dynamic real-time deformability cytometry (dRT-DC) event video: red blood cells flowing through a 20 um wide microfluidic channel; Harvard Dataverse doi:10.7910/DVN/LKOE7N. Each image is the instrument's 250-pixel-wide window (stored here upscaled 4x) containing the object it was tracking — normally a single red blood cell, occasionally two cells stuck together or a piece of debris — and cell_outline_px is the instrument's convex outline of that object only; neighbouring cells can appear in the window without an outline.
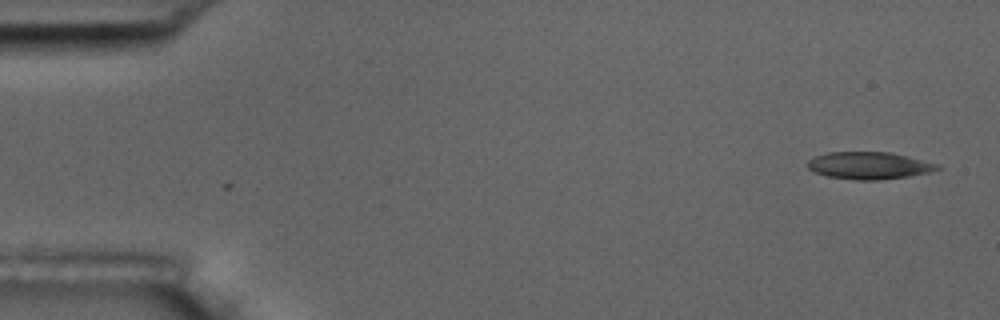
{"species": "common noctule bat (a hibernating species)", "species_latin": "Nyctalus noctula", "temperature_condition": "room temperature", "stored_images_in_passage": 5, "camera_frame_rate_fps": 3000, "um_per_image_px": 0.085, "animal": {"sex": "male", "body_mass_g": 17.5, "forearm_length_mm": 52.3}, "frame": {"image": 1, "passage_image": 5, "time_ms": 1.333, "image_size_px": [1000, 320], "cell_outline_px": [[940, 168], [932, 172], [908, 176], [876, 180], [856, 180], [828, 176], [816, 172], [808, 168], [804, 164], [812, 156], [828, 152], [892, 152], [940, 164]], "centroid_in_image_um": [73.86, 14.06], "position_along_channel_um": 11.1, "area_um2": 20.75}}